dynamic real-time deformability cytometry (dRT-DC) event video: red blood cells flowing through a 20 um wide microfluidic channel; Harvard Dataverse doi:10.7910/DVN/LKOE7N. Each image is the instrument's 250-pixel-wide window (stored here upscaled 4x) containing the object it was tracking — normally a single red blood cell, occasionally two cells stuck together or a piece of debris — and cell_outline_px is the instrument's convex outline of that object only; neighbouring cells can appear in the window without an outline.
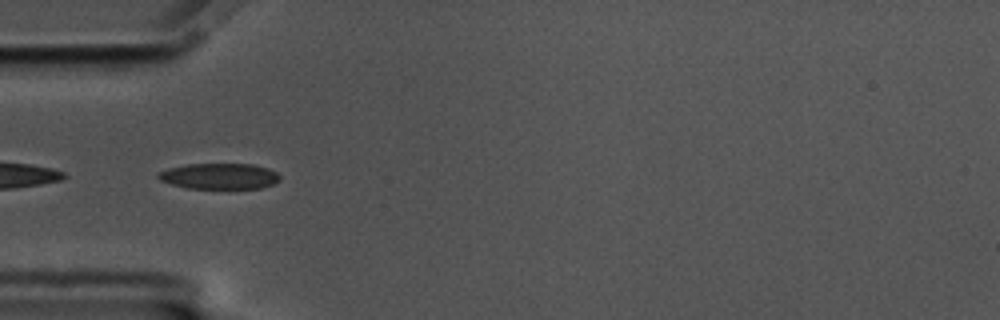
{"species": "common noctule bat (a hibernating species)", "species_latin": "Nyctalus noctula", "temperature_condition": "cold", "stored_images_in_passage": 41, "camera_frame_rate_fps": 3000, "um_per_image_px": 0.085, "animal": {"sex": "male", "body_mass_g": 17.5, "forearm_length_mm": 52.3}, "frame": {"image": 1, "passage_image": 1, "time_ms": 0.0, "image_size_px": [1000, 320], "cell_outline_px": [[280, 180], [272, 184], [260, 188], [188, 188], [172, 184], [160, 180], [156, 176], [160, 172], [168, 168], [188, 164], [252, 164], [268, 168], [276, 172], [280, 176]], "centroid_in_image_um": [18.66, 14.97], "position_along_channel_um": 66.3, "area_um2": 18.15}}
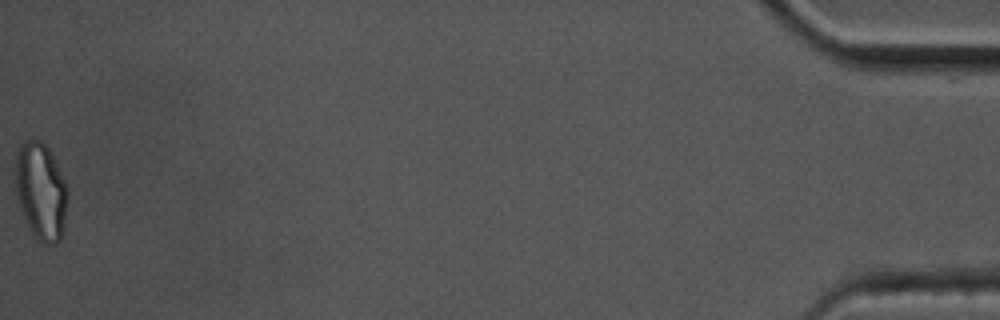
{"frame": {"image": 2, "passage_image": 41, "time_ms": 13.333, "image_size_px": [1000, 320], "cell_outline_px": [[68, 200], [64, 228], [60, 240], [56, 244], [44, 244], [32, 232], [20, 208], [16, 196], [16, 152], [20, 144], [28, 136], [32, 136], [40, 140], [48, 148], [68, 188]], "centroid_in_image_um": [3.48, 16.21], "position_along_channel_um": 431.7, "area_um2": 29.77}, "authors_computed_cell_mechanics": {"area_um2": 18.8428, "velocity_mm_per_s": 3.4974, "shape_relaxation_time_tau1_ms": 4.4086, "shape_relaxation_time_tau2_ms": 2.3878, "deformation_change_tau1": 0.133, "deformation_change_tau2": 0.0986}}